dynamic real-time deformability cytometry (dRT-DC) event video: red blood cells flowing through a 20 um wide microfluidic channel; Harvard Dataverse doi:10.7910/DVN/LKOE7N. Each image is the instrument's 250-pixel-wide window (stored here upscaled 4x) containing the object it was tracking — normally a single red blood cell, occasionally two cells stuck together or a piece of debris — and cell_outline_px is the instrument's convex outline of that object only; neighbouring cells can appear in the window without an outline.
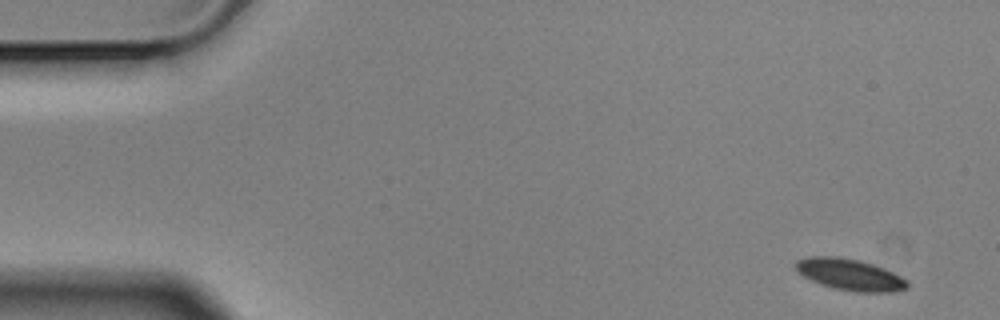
{"species": "Egyptian fruit bat (a non-hibernating species)", "species_latin": "Rousettus aegyptiacus", "temperature_condition": "cold", "stored_images_in_passage": 5, "camera_frame_rate_fps": 3000, "um_per_image_px": 0.085, "animal": {"sex": "male"}, "frame": {"image": 1, "passage_image": 1, "time_ms": 0.0, "image_size_px": [1000, 320], "cell_outline_px": [[908, 288], [892, 292], [856, 292], [832, 288], [812, 280], [796, 272], [796, 260], [808, 256], [836, 256], [860, 260], [884, 268], [908, 280]], "centroid_in_image_um": [72.24, 23.34], "position_along_channel_um": 12.8, "area_um2": 20.52}}
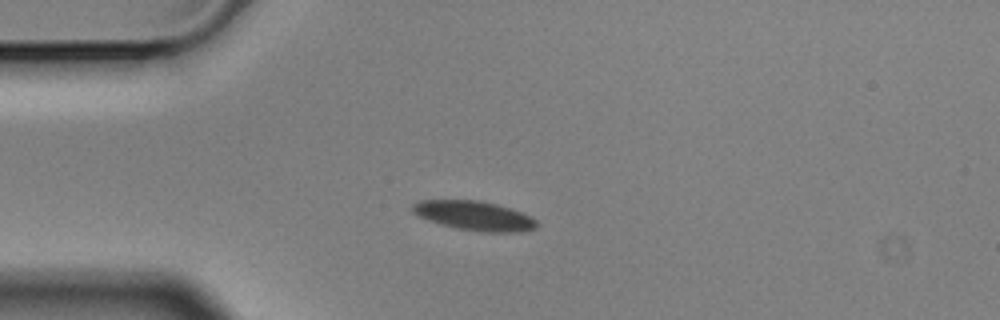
{"frame": {"image": 2, "passage_image": 4, "time_ms": 1.0, "image_size_px": [1000, 320], "cell_outline_px": [[536, 228], [524, 232], [480, 232], [456, 228], [440, 224], [416, 216], [412, 212], [412, 204], [420, 200], [476, 200], [496, 204], [520, 212], [536, 220]], "centroid_in_image_um": [40.26, 18.34], "position_along_channel_um": 44.7, "area_um2": 21.21}}